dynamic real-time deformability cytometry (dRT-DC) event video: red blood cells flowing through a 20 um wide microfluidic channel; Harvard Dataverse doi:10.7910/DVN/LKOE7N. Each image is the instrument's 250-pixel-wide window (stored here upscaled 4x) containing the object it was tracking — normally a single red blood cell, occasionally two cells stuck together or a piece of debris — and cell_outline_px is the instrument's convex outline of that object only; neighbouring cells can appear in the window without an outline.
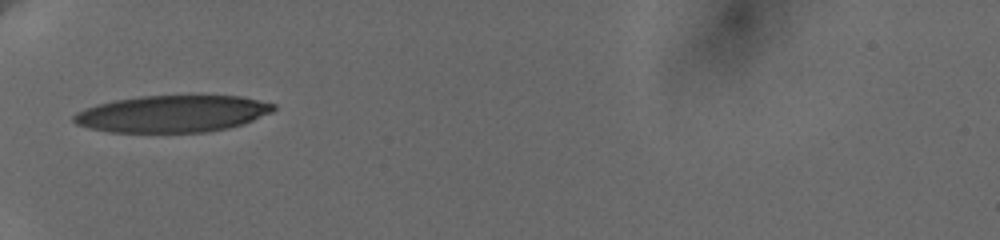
{"species": "human", "species_latin": "Homo sapiens", "temperature_condition": "cold", "stored_images_in_passage": 7, "camera_frame_rate_fps": 3000, "um_per_image_px": 0.085, "donor": {"sex": "female"}, "frame": {"image": 1, "passage_image": 1, "time_ms": 0.0, "image_size_px": [1000, 240], "cell_outline_px": [[276, 108], [272, 112], [244, 124], [228, 128], [204, 132], [108, 132], [88, 128], [76, 124], [72, 120], [72, 116], [76, 112], [84, 108], [96, 104], [116, 100], [140, 96], [244, 96], [276, 104]], "centroid_in_image_um": [14.65, 9.67], "position_along_channel_um": 70.4, "area_um2": 43.12}}